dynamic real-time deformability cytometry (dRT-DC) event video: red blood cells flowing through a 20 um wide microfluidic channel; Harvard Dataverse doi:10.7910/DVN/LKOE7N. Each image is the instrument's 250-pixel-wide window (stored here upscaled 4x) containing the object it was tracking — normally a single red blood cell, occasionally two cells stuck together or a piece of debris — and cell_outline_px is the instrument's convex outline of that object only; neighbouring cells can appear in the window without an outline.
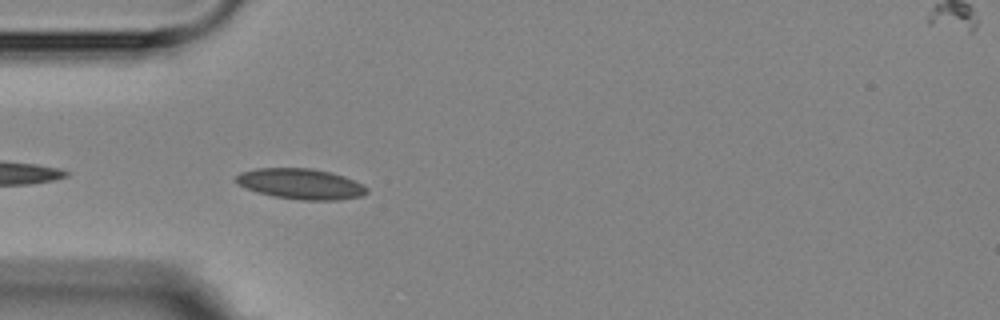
{"species": "Egyptian fruit bat (a non-hibernating species)", "species_latin": "Rousettus aegyptiacus", "temperature_condition": "room temperature", "stored_images_in_passage": 3, "camera_frame_rate_fps": 3000, "um_per_image_px": 0.085, "animal": {"sex": "female"}, "frame": {"image": 1, "passage_image": 3, "time_ms": 3.0, "image_size_px": [1000, 320], "cell_outline_px": [[368, 192], [360, 196], [340, 200], [300, 200], [272, 196], [256, 192], [236, 184], [236, 176], [240, 172], [256, 168], [312, 168], [344, 176], [368, 188]], "centroid_in_image_um": [25.52, 15.63], "position_along_channel_um": 59.5, "area_um2": 23.29}}